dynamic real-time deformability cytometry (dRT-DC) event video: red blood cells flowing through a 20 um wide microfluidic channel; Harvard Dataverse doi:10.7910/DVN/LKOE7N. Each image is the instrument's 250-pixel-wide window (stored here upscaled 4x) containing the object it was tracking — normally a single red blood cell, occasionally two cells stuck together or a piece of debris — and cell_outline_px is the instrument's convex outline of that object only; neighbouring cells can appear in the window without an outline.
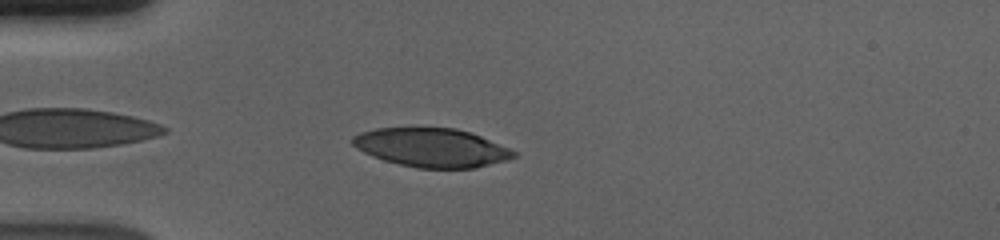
{"species": "human", "species_latin": "Homo sapiens", "temperature_condition": "cold", "stored_images_in_passage": 44, "camera_frame_rate_fps": 3000, "um_per_image_px": 0.085, "donor": {"sex": "male"}, "frame": {"image": 1, "passage_image": 4, "time_ms": 1.0, "image_size_px": [1000, 240], "cell_outline_px": [[516, 156], [508, 160], [476, 168], [416, 168], [384, 160], [372, 156], [356, 148], [352, 144], [352, 136], [360, 132], [376, 128], [416, 124], [456, 128], [472, 132], [508, 148], [516, 152]], "centroid_in_image_um": [36.64, 12.49], "position_along_channel_um": 48.4, "area_um2": 37.57}}
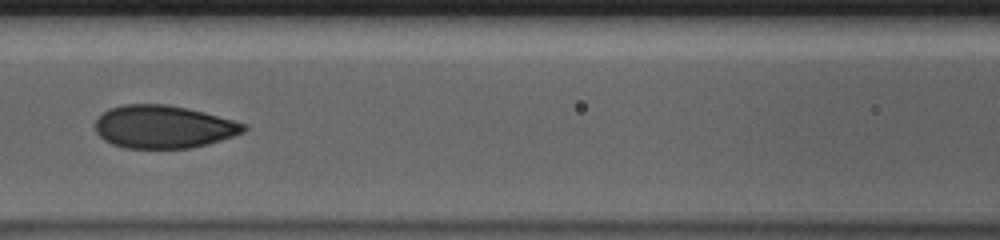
{"frame": {"image": 2, "passage_image": 14, "time_ms": 4.333, "image_size_px": [1000, 240], "cell_outline_px": [[248, 128], [244, 132], [208, 144], [192, 148], [124, 148], [112, 144], [104, 140], [96, 132], [96, 120], [108, 108], [124, 104], [164, 104], [188, 108], [204, 112], [248, 124]], "centroid_in_image_um": [13.91, 10.78], "position_along_channel_um": 152.7, "area_um2": 37.17}}
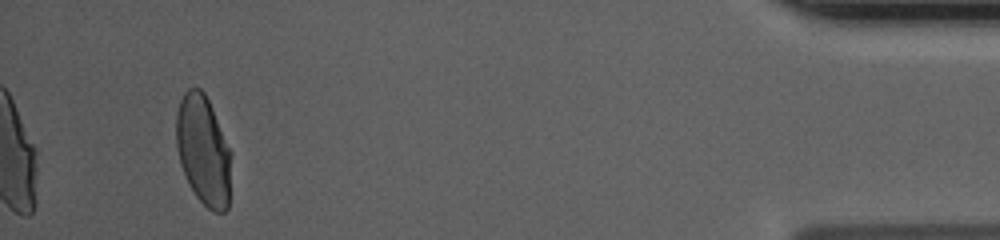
{"frame": {"image": 3, "passage_image": 41, "time_ms": 13.333, "image_size_px": [1000, 240], "cell_outline_px": [[228, 208], [224, 212], [212, 212], [196, 196], [188, 184], [180, 164], [176, 144], [176, 112], [180, 100], [184, 92], [188, 88], [200, 88], [204, 92], [212, 108], [228, 148]], "centroid_in_image_um": [17.21, 12.76], "position_along_channel_um": 418.0, "area_um2": 34.28}, "authors_computed_cell_mechanics": {"area_um2": 37.3677, "velocity_mm_per_s": 3.6928, "shape_relaxation_time_tau1_ms": 5.1132, "shape_relaxation_time_tau2_ms": null, "deformation_change_tau1": 0.1779, "deformation_change_tau2": null}}